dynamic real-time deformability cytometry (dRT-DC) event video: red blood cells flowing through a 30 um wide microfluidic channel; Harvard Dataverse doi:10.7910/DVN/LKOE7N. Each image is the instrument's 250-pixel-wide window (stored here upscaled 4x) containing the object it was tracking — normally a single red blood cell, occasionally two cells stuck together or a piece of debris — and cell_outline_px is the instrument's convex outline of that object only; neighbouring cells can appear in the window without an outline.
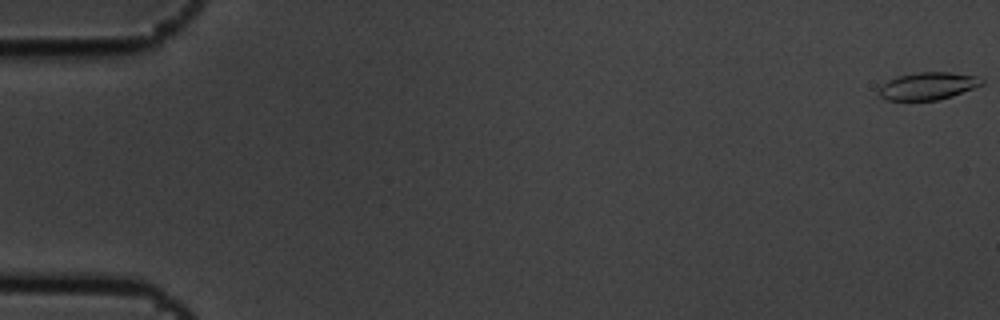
{"species": "common noctule bat (a hibernating species)", "species_latin": "Nyctalus noctula", "temperature_condition": "cold", "stored_images_in_passage": 5, "camera_frame_rate_fps": 3000, "um_per_image_px": 0.085, "animal": {"sex": "male", "body_mass_g": 19.5, "forearm_length_mm": 54.6}, "frame": {"image": 1, "passage_image": 1, "time_ms": 0.0, "image_size_px": [1000, 320], "cell_outline_px": [[984, 84], [952, 96], [936, 100], [888, 100], [880, 96], [880, 88], [888, 80], [900, 76], [916, 72], [948, 72], [980, 76], [984, 80]], "centroid_in_image_um": [78.94, 7.3], "position_along_channel_um": 6.1, "area_um2": 16.3}}